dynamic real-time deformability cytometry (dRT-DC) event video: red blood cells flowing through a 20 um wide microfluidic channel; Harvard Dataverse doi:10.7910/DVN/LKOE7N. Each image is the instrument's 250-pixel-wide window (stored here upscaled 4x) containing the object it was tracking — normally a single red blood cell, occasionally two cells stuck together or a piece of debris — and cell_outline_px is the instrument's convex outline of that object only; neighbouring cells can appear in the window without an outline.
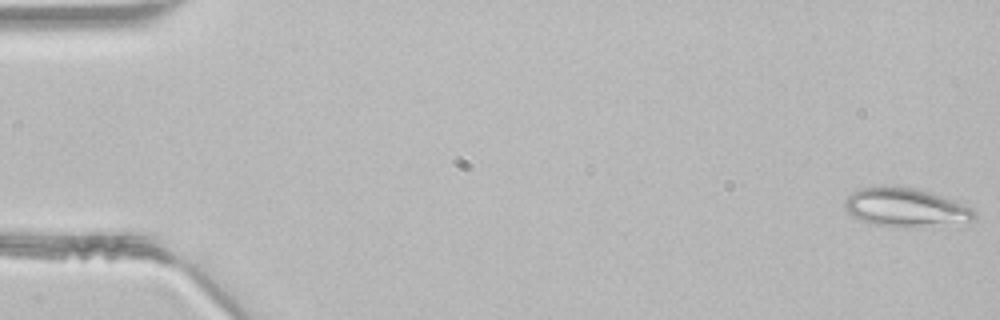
{"species": "common noctule bat (a hibernating species)", "species_latin": "Nyctalus noctula", "temperature_condition": "room temperature", "stored_images_in_passage": 46, "segment_of_instrument_passage": [1, 2], "camera_frame_rate_fps": 3000, "um_per_image_px": 0.085, "animal": {"sex": "male", "body_mass_g": 21.5, "forearm_length_mm": 52.0}, "frame": {"image": 1, "passage_image": 1, "time_ms": 0.0, "image_size_px": [1000, 320], "cell_outline_px": [[976, 220], [968, 228], [876, 224], [864, 220], [848, 212], [844, 208], [844, 200], [852, 192], [860, 188], [876, 184], [884, 184], [916, 188], [952, 200], [972, 208], [976, 212]], "centroid_in_image_um": [77.13, 17.64], "position_along_channel_um": 7.9, "area_um2": 30.0}}
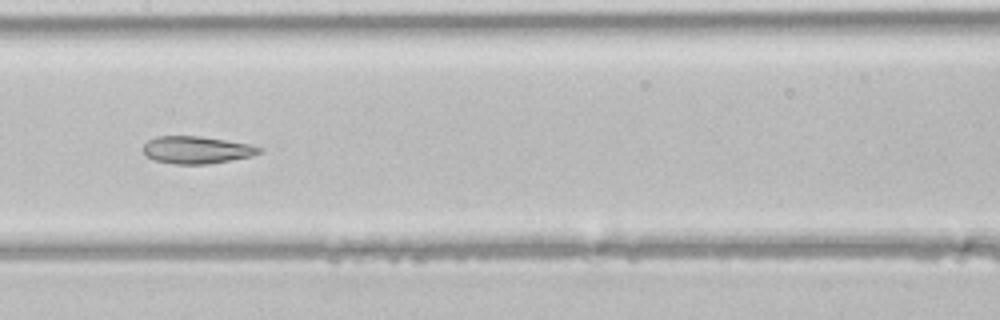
{"frame": {"image": 2, "passage_image": 23, "time_ms": 7.333, "image_size_px": [1000, 320], "cell_outline_px": [[264, 152], [252, 156], [204, 164], [176, 164], [156, 160], [148, 156], [140, 148], [148, 140], [156, 136], [200, 136], [252, 144], [264, 148]], "centroid_in_image_um": [16.75, 12.72], "position_along_channel_um": 190.6, "area_um2": 18.55}}
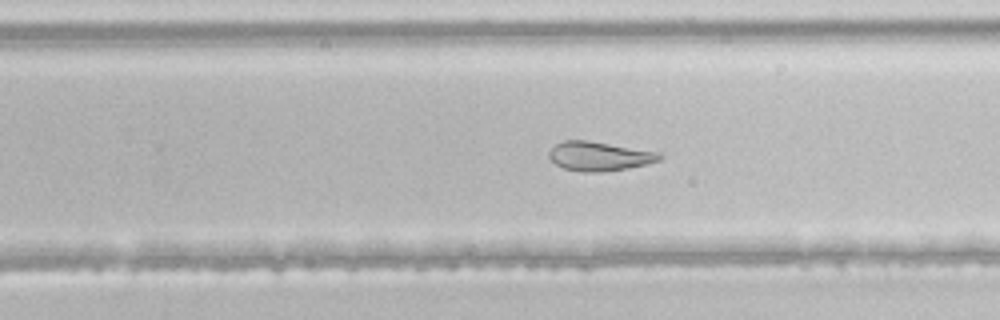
{"frame": {"image": 3, "passage_image": 29, "time_ms": 9.333, "image_size_px": [1000, 320], "cell_outline_px": [[664, 156], [660, 160], [648, 164], [628, 168], [604, 172], [580, 172], [564, 168], [556, 164], [548, 156], [548, 152], [556, 144], [564, 140], [588, 140], [660, 152]], "centroid_in_image_um": [50.97, 13.28], "position_along_channel_um": 278.8, "area_um2": 18.96}}